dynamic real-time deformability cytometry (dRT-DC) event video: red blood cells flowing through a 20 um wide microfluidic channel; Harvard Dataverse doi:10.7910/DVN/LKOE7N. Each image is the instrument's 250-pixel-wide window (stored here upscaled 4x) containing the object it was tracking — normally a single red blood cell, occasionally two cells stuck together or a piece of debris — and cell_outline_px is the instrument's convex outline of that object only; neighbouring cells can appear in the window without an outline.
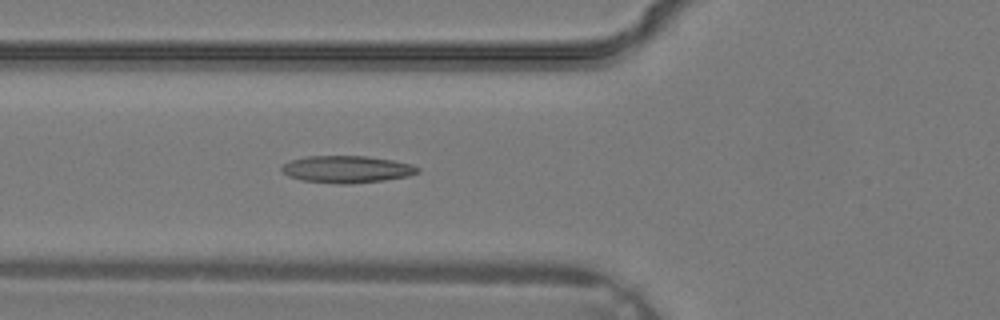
{"species": "common noctule bat (a hibernating species)", "species_latin": "Nyctalus noctula", "temperature_condition": "warm", "stored_images_in_passage": 20, "camera_frame_rate_fps": 3000, "um_per_image_px": 0.085, "animal": {"sex": "male", "body_mass_g": 19.2, "forearm_length_mm": 51.8}, "frame": {"image": 1, "passage_image": 2, "time_ms": 0.333, "image_size_px": [1000, 320], "cell_outline_px": [[420, 172], [408, 176], [384, 180], [352, 184], [336, 184], [300, 180], [288, 176], [280, 168], [284, 164], [292, 160], [304, 156], [368, 156], [392, 160], [412, 164], [420, 168]], "centroid_in_image_um": [29.49, 14.39], "position_along_channel_um": 96.3, "area_um2": 21.62}}
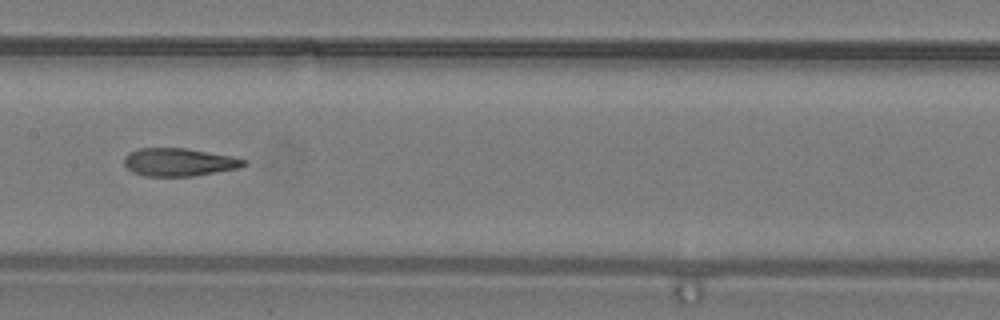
{"frame": {"image": 2, "passage_image": 7, "time_ms": 2.0, "image_size_px": [1000, 320], "cell_outline_px": [[248, 164], [240, 168], [192, 176], [144, 176], [132, 172], [124, 164], [124, 156], [128, 152], [140, 148], [188, 148], [232, 156], [248, 160]], "centroid_in_image_um": [15.23, 13.78], "position_along_channel_um": 192.2, "area_um2": 19.71}}
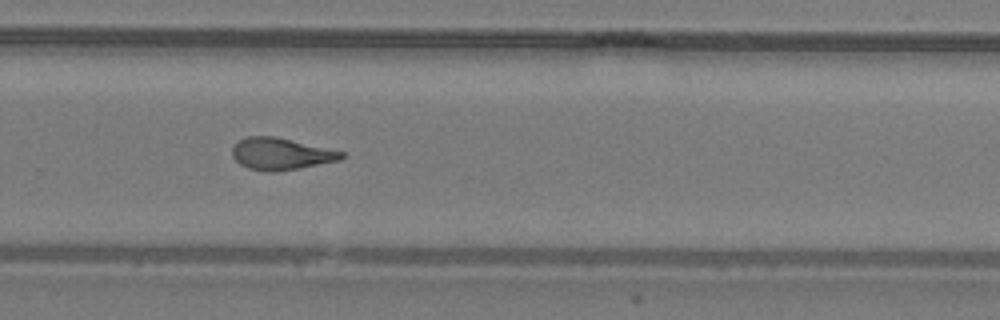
{"frame": {"image": 3, "passage_image": 13, "time_ms": 4.0, "image_size_px": [1000, 320], "cell_outline_px": [[344, 156], [340, 160], [300, 168], [272, 172], [268, 172], [248, 168], [240, 164], [232, 156], [232, 148], [240, 140], [248, 136], [272, 136], [344, 152]], "centroid_in_image_um": [23.85, 13.09], "position_along_channel_um": 305.9, "area_um2": 19.94}}